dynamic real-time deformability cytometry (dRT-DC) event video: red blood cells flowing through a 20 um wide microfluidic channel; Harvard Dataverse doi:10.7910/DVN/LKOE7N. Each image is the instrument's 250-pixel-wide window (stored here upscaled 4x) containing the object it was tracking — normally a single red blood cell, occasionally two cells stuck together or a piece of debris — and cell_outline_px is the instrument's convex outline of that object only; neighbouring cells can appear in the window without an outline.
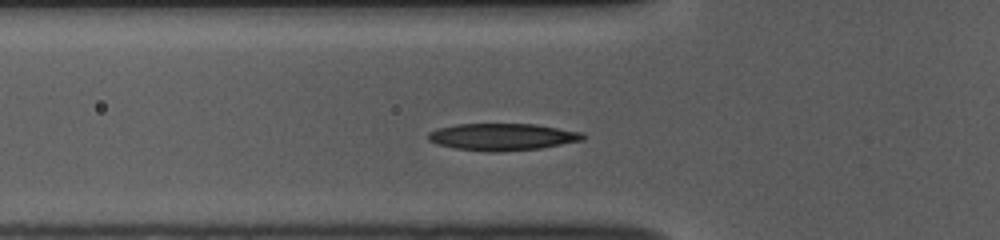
{"species": "common noctule bat (a hibernating species)", "species_latin": "Nyctalus noctula", "temperature_condition": "room temperature", "stored_images_in_passage": 38, "segment_of_instrument_passage": [1, 2], "camera_frame_rate_fps": 3000, "um_per_image_px": 0.085, "animal": {"sex": "female", "body_mass_g": 10.0, "forearm_length_mm": 53.1}, "frame": {"image": 1, "passage_image": 2, "time_ms": 0.333, "image_size_px": [1000, 240], "cell_outline_px": [[588, 136], [584, 140], [540, 148], [496, 152], [492, 152], [456, 148], [436, 144], [428, 140], [428, 132], [436, 128], [456, 124], [536, 124], [584, 132]], "centroid_in_image_um": [42.73, 11.62], "position_along_channel_um": 83.1, "area_um2": 24.51}}
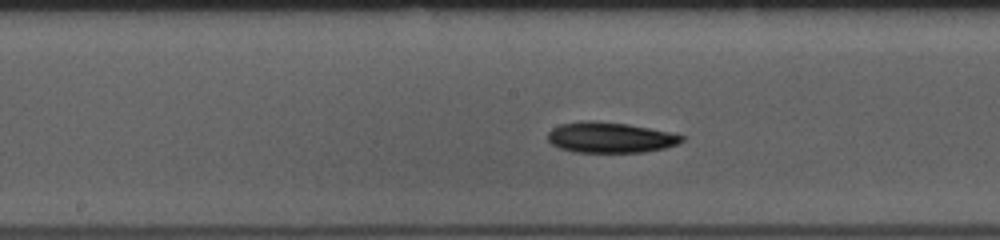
{"frame": {"image": 2, "passage_image": 11, "time_ms": 3.333, "image_size_px": [1000, 240], "cell_outline_px": [[684, 140], [676, 144], [664, 148], [644, 152], [576, 152], [560, 148], [552, 144], [548, 140], [548, 132], [552, 128], [560, 124], [580, 120], [592, 120], [628, 124], [668, 132], [684, 136]], "centroid_in_image_um": [51.82, 11.68], "position_along_channel_um": 196.4, "area_um2": 23.81}}
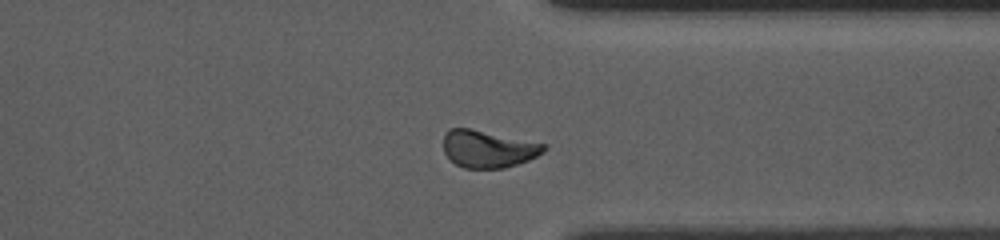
{"frame": {"image": 3, "passage_image": 25, "time_ms": 8.0, "image_size_px": [1000, 240], "cell_outline_px": [[548, 148], [544, 152], [528, 160], [504, 168], [464, 168], [456, 164], [444, 152], [444, 132], [448, 128], [468, 128], [548, 144]], "centroid_in_image_um": [41.5, 12.65], "position_along_channel_um": 369.9, "area_um2": 21.79}}